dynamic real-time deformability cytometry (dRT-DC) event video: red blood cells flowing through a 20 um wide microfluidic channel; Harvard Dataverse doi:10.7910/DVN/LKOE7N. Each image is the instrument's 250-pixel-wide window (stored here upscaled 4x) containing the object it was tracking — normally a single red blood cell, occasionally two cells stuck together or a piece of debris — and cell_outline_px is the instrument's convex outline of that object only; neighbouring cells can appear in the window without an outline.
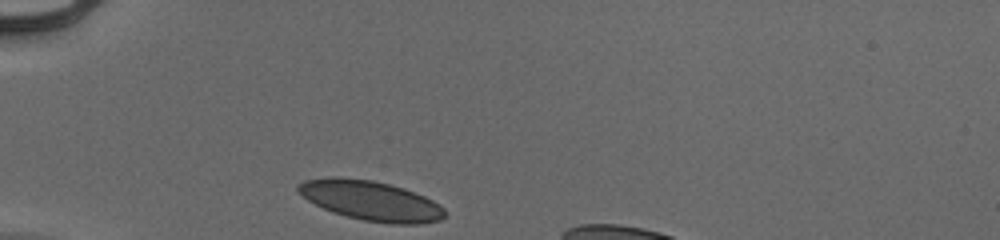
{"species": "human", "species_latin": "Homo sapiens", "temperature_condition": "cold", "stored_images_in_passage": 29, "camera_frame_rate_fps": 3000, "um_per_image_px": 0.085, "donor": {"sex": "male"}, "frame": {"image": 1, "passage_image": 1, "time_ms": 0.0, "image_size_px": [1000, 240], "cell_outline_px": [[448, 212], [440, 220], [420, 224], [392, 224], [364, 220], [332, 212], [308, 200], [296, 192], [296, 184], [304, 180], [332, 176], [336, 176], [372, 180], [404, 188], [424, 196], [440, 204]], "centroid_in_image_um": [31.51, 17.04], "position_along_channel_um": 53.5, "area_um2": 34.1}}
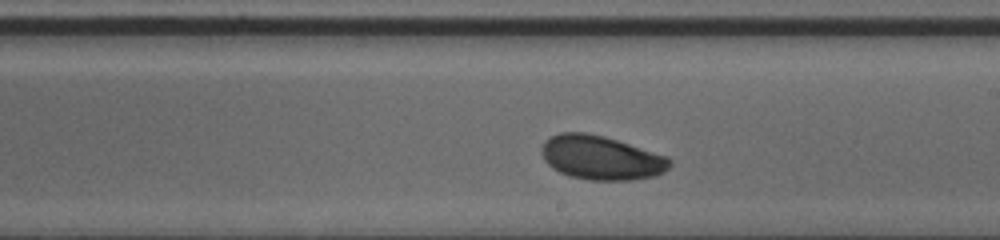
{"frame": {"image": 2, "passage_image": 17, "time_ms": 5.333, "image_size_px": [1000, 240], "cell_outline_px": [[672, 164], [664, 172], [656, 176], [632, 180], [588, 180], [572, 176], [560, 172], [552, 168], [544, 160], [540, 152], [540, 148], [544, 140], [560, 132], [584, 132], [604, 136], [668, 156], [672, 160]], "centroid_in_image_um": [51.09, 13.4], "position_along_channel_um": 237.9, "area_um2": 33.12}}
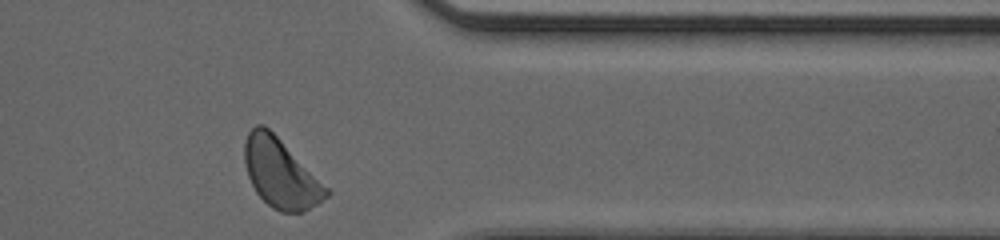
{"frame": {"image": 3, "passage_image": 29, "time_ms": 9.333, "image_size_px": [1000, 240], "cell_outline_px": [[332, 192], [328, 196], [304, 212], [280, 212], [272, 208], [256, 192], [248, 176], [244, 164], [244, 144], [248, 132], [256, 124], [264, 124]], "centroid_in_image_um": [23.82, 14.74], "position_along_channel_um": 387.6, "area_um2": 32.37}, "authors_computed_cell_mechanics": {"area_um2": 32.8304, "velocity_mm_per_s": 3.8943, "shape_relaxation_time_tau1_ms": 3.8205, "shape_relaxation_time_tau2_ms": null, "deformation_change_tau1": 0.1003, "deformation_change_tau2": null}}